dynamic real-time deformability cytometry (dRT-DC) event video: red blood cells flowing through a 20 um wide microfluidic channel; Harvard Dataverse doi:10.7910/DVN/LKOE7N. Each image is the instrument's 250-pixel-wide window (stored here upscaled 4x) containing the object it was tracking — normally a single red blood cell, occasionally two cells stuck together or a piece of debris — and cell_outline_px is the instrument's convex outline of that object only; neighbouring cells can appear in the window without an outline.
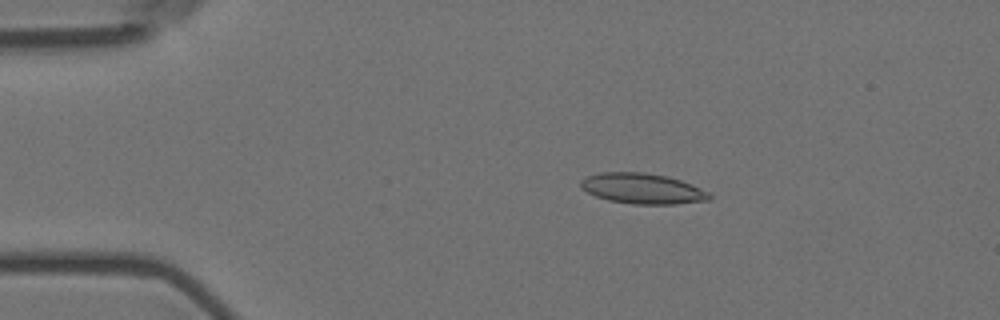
{"species": "Egyptian fruit bat (a non-hibernating species)", "species_latin": "Rousettus aegyptiacus", "temperature_condition": "room temperature", "stored_images_in_passage": 58, "camera_frame_rate_fps": 3000, "um_per_image_px": 0.085, "animal": {"sex": "female"}, "frame": {"image": 1, "passage_image": 11, "time_ms": 3.333, "image_size_px": [1000, 320], "cell_outline_px": [[712, 200], [676, 204], [632, 204], [608, 200], [596, 196], [580, 188], [580, 180], [588, 176], [600, 172], [644, 172], [668, 176], [692, 184], [712, 192]], "centroid_in_image_um": [54.66, 16.03], "position_along_channel_um": 30.3, "area_um2": 23.18}}
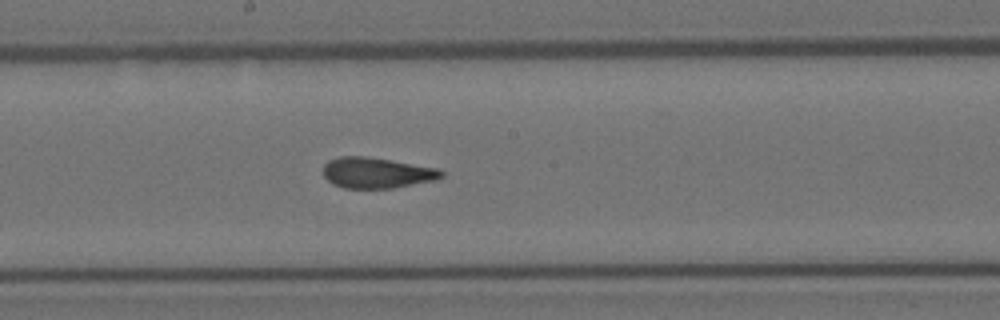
{"frame": {"image": 2, "passage_image": 31, "time_ms": 10.0, "image_size_px": [1000, 320], "cell_outline_px": [[444, 176], [436, 180], [392, 188], [344, 188], [332, 184], [324, 176], [324, 164], [328, 160], [340, 156], [364, 156], [392, 160], [436, 168], [444, 172]], "centroid_in_image_um": [32.01, 14.69], "position_along_channel_um": 216.2, "area_um2": 21.15}}
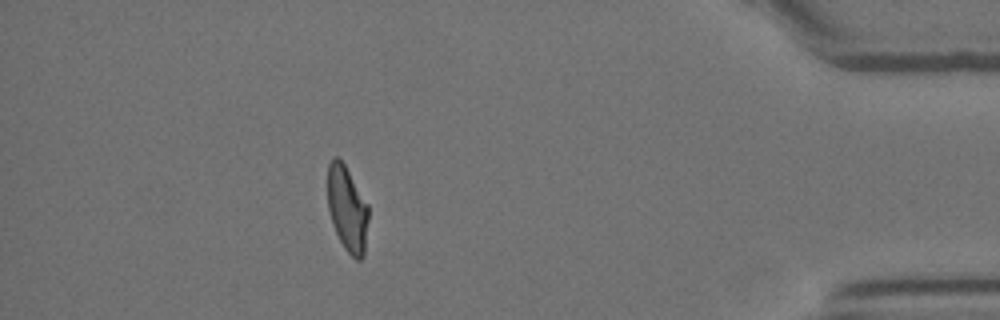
{"frame": {"image": 3, "passage_image": 51, "time_ms": 16.667, "image_size_px": [1000, 320], "cell_outline_px": [[368, 220], [364, 256], [360, 260], [356, 260], [344, 248], [332, 224], [328, 208], [328, 164], [332, 156], [336, 156], [344, 164], [368, 204]], "centroid_in_image_um": [29.51, 17.76], "position_along_channel_um": 405.7, "area_um2": 20.29}, "authors_computed_cell_mechanics": {"area_um2": 21.5594, "velocity_mm_per_s": 3.571, "shape_relaxation_time_tau1_ms": null, "shape_relaxation_time_tau2_ms": 1.5422, "deformation_change_tau1": null, "deformation_change_tau2": 0.0759}}